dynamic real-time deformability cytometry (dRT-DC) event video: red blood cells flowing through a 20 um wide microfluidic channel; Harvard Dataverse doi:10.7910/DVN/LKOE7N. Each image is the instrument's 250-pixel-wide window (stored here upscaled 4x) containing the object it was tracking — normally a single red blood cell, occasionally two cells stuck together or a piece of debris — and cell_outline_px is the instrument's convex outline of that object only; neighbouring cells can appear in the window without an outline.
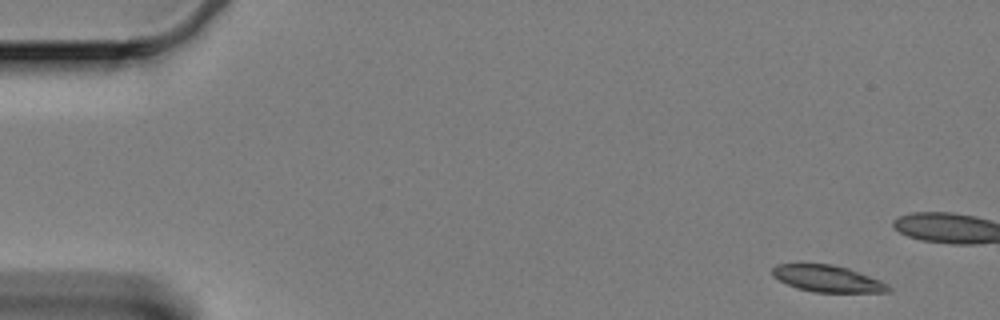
{"species": "Egyptian fruit bat (a non-hibernating species)", "species_latin": "Rousettus aegyptiacus", "temperature_condition": "cold", "stored_images_in_passage": 15, "camera_frame_rate_fps": 3000, "um_per_image_px": 0.085, "animal": {"sex": "female"}, "frame": {"image": 1, "passage_image": 1, "time_ms": 0.0, "image_size_px": [1000, 320], "cell_outline_px": [[892, 292], [812, 292], [796, 288], [772, 276], [772, 268], [776, 264], [832, 264], [848, 268], [880, 280], [888, 284], [892, 288]], "centroid_in_image_um": [70.36, 23.69], "position_along_channel_um": 14.6, "area_um2": 18.03}}